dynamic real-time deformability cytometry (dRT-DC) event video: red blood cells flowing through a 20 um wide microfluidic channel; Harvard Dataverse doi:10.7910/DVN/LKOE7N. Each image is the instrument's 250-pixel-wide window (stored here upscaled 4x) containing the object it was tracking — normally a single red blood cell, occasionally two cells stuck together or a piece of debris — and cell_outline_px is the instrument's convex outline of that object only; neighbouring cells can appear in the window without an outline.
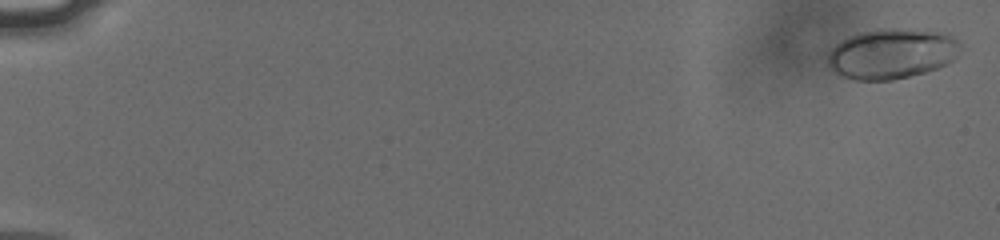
{"species": "human", "species_latin": "Homo sapiens", "temperature_condition": "cold", "stored_images_in_passage": 57, "camera_frame_rate_fps": 3000, "um_per_image_px": 0.085, "donor": {"sex": "male"}, "frame": {"image": 1, "passage_image": 2, "time_ms": 0.333, "image_size_px": [1000, 240], "cell_outline_px": [[960, 44], [956, 56], [952, 60], [936, 68], [924, 72], [892, 80], [852, 80], [840, 76], [828, 68], [828, 52], [840, 40], [848, 36], [860, 32], [876, 28], [928, 28], [948, 32], [960, 40]], "centroid_in_image_um": [75.8, 4.52], "position_along_channel_um": 9.2, "area_um2": 39.71}}
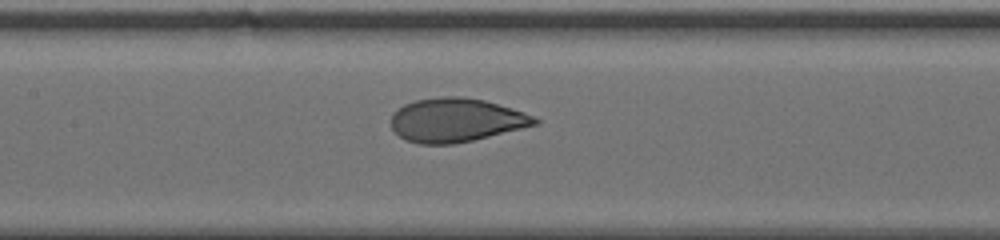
{"frame": {"image": 2, "passage_image": 30, "time_ms": 9.667, "image_size_px": [1000, 240], "cell_outline_px": [[540, 124], [472, 140], [452, 144], [420, 144], [408, 140], [400, 136], [392, 128], [392, 112], [396, 108], [404, 104], [416, 100], [444, 96], [464, 96], [484, 100], [524, 112], [540, 120]], "centroid_in_image_um": [38.76, 10.2], "position_along_channel_um": 168.6, "area_um2": 36.53}}
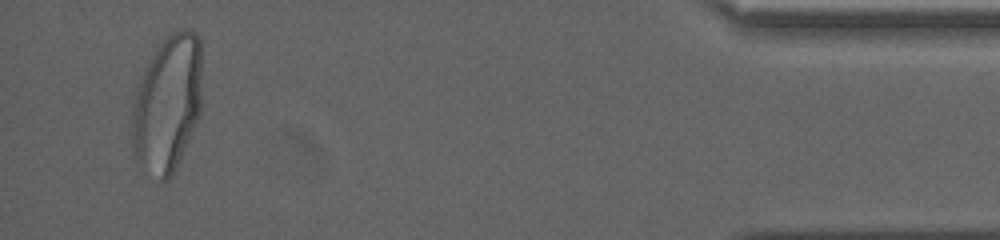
{"frame": {"image": 3, "passage_image": 55, "time_ms": 18.0, "image_size_px": [1000, 240], "cell_outline_px": [[200, 112], [176, 168], [172, 176], [168, 180], [160, 180], [136, 160], [132, 152], [132, 104], [136, 84], [148, 60], [160, 44], [172, 32], [180, 28], [188, 28], [200, 40]], "centroid_in_image_um": [14.19, 8.8], "position_along_channel_um": 421.0, "area_um2": 55.72}, "authors_computed_cell_mechanics": {"area_um2": 37.0498, "velocity_mm_per_s": 3.7866, "shape_relaxation_time_tau1_ms": 6.6635, "shape_relaxation_time_tau2_ms": null, "deformation_change_tau1": 0.2196, "deformation_change_tau2": null}}